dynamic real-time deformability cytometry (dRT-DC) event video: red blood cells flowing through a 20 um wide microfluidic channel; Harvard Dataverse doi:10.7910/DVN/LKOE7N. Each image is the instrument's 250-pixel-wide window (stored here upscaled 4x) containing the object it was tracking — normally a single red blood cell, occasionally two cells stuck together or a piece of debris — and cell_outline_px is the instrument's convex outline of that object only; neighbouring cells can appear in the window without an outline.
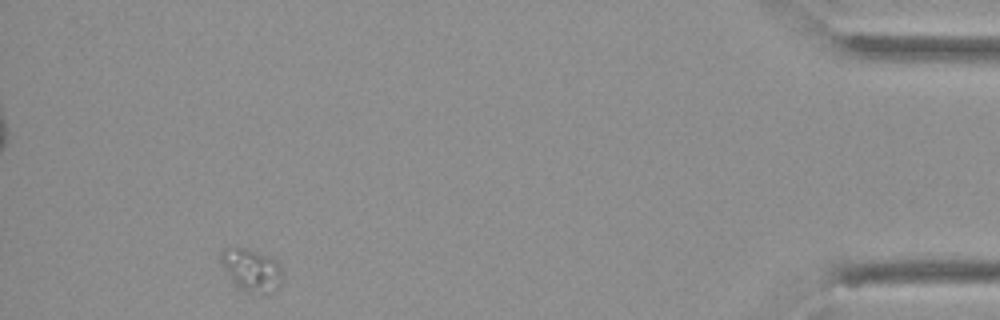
{"species": "Egyptian fruit bat (a non-hibernating species)", "species_latin": "Rousettus aegyptiacus", "temperature_condition": "cold", "stored_images_in_passage": 43, "camera_frame_rate_fps": 3000, "um_per_image_px": 0.085, "animal": {"sex": "female"}, "frame": {"image": 1, "passage_image": 39, "time_ms": 12.667, "image_size_px": [1000, 320], "cell_outline_px": [[284, 280], [268, 296], [264, 296], [248, 292], [236, 284], [232, 280], [224, 268], [220, 260], [220, 252], [224, 248], [244, 248], [256, 252], [276, 260], [280, 268]], "centroid_in_image_um": [21.41, 22.99], "position_along_channel_um": 413.8, "area_um2": 15.14}}